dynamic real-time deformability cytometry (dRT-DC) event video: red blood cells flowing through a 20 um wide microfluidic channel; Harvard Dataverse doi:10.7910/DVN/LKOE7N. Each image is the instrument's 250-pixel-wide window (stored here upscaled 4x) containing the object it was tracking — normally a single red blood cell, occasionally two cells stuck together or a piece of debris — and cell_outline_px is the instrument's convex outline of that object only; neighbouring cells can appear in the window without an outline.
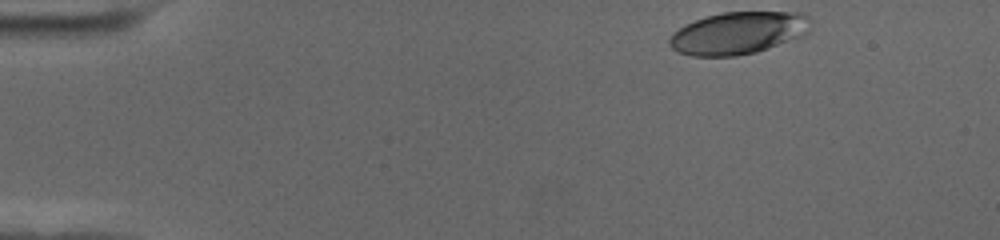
{"species": "human", "species_latin": "Homo sapiens", "temperature_condition": "cold", "stored_images_in_passage": 51, "camera_frame_rate_fps": 3000, "um_per_image_px": 0.085, "donor": {"sex": "female"}, "frame": {"image": 1, "passage_image": 1, "time_ms": 0.0, "image_size_px": [1000, 240], "cell_outline_px": [[812, 20], [808, 32], [804, 36], [756, 52], [736, 56], [692, 56], [676, 52], [668, 44], [668, 40], [672, 32], [684, 24], [708, 16], [724, 12], [800, 12], [808, 16]], "centroid_in_image_um": [62.75, 2.81], "position_along_channel_um": 22.3, "area_um2": 35.14}}
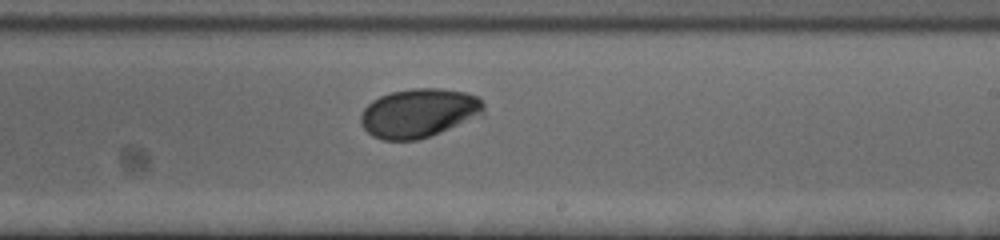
{"frame": {"image": 2, "passage_image": 29, "time_ms": 9.333, "image_size_px": [1000, 240], "cell_outline_px": [[484, 116], [440, 132], [416, 140], [384, 140], [372, 136], [364, 128], [360, 120], [360, 116], [364, 108], [372, 100], [380, 96], [392, 92], [412, 88], [440, 88], [464, 92], [476, 96], [484, 104]], "centroid_in_image_um": [35.63, 9.6], "position_along_channel_um": 253.4, "area_um2": 35.14}}
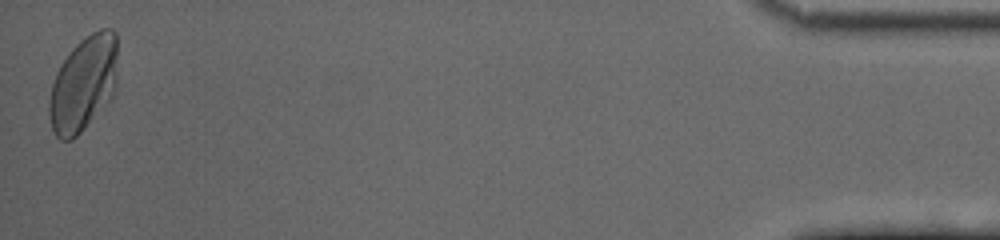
{"frame": {"image": 3, "passage_image": 51, "time_ms": 16.667, "image_size_px": [1000, 240], "cell_outline_px": [[116, 88], [112, 100], [72, 140], [60, 140], [56, 136], [52, 128], [48, 112], [48, 100], [52, 84], [56, 72], [60, 64], [72, 48], [80, 40], [92, 32], [100, 28], [112, 28], [116, 32]], "centroid_in_image_um": [7.09, 7.12], "position_along_channel_um": 428.1, "area_um2": 38.38}, "authors_computed_cell_mechanics": {"area_um2": 34.3332, "velocity_mm_per_s": 3.5215, "shape_relaxation_time_tau1_ms": 3.4254, "shape_relaxation_time_tau2_ms": null, "deformation_change_tau1": 0.1413, "deformation_change_tau2": null}}